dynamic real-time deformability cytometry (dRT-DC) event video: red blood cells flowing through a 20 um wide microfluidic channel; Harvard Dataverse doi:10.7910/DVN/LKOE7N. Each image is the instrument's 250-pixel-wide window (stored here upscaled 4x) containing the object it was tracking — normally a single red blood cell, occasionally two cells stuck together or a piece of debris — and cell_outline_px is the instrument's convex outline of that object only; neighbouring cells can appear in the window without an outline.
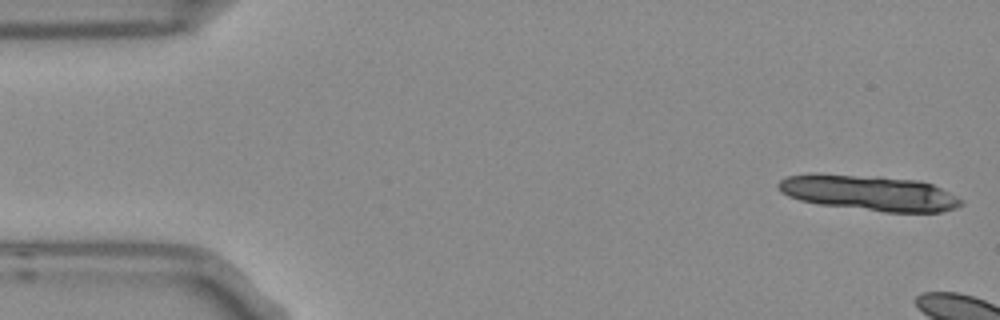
{"species": "Egyptian fruit bat (a non-hibernating species)", "species_latin": "Rousettus aegyptiacus", "temperature_condition": "room temperature", "stored_images_in_passage": 3, "camera_frame_rate_fps": 3000, "um_per_image_px": 0.085, "frame": {"image": 1, "passage_image": 1, "time_ms": 0.0, "image_size_px": [1000, 320], "cell_outline_px": [[964, 204], [956, 208], [940, 212], [884, 212], [820, 204], [800, 200], [788, 196], [780, 192], [776, 188], [776, 184], [780, 180], [788, 176], [816, 172], [880, 176], [916, 180], [932, 184], [964, 200]], "centroid_in_image_um": [73.83, 16.38], "position_along_channel_um": 11.2, "area_um2": 38.26}}